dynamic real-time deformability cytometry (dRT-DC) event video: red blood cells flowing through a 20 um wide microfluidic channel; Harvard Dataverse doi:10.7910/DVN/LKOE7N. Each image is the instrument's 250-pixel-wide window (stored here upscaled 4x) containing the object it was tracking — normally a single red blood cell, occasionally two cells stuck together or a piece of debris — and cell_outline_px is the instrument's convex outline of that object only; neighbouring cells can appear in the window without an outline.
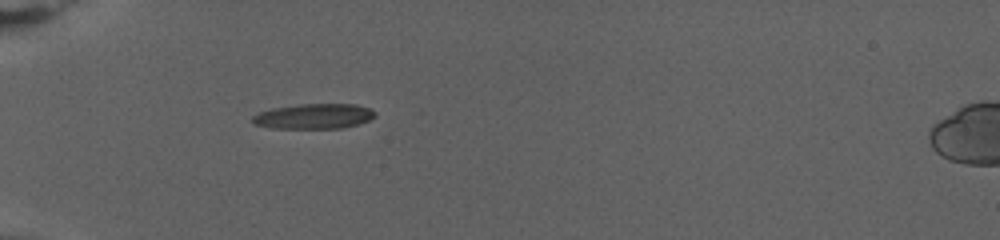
{"species": "human", "species_latin": "Homo sapiens", "temperature_condition": "warm", "stored_images_in_passage": 45, "camera_frame_rate_fps": 3000, "um_per_image_px": 0.085, "donor": {"sex": "female"}, "frame": {"image": 1, "passage_image": 14, "time_ms": 4.333, "image_size_px": [1000, 240], "cell_outline_px": [[376, 116], [368, 120], [356, 124], [340, 128], [272, 128], [256, 124], [252, 120], [252, 116], [260, 112], [272, 108], [296, 104], [356, 104], [372, 108], [376, 112]], "centroid_in_image_um": [26.71, 9.87], "position_along_channel_um": 58.3, "area_um2": 17.92}}
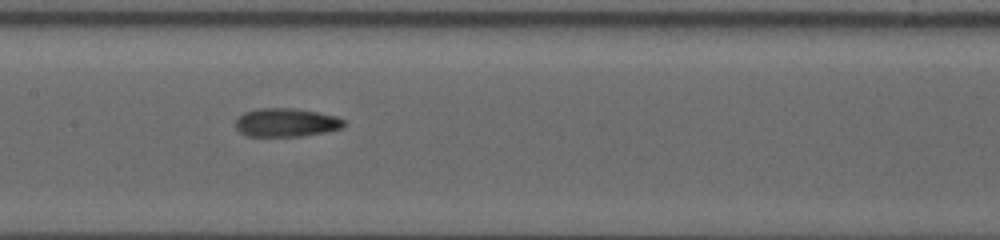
{"frame": {"image": 2, "passage_image": 26, "time_ms": 8.333, "image_size_px": [1000, 240], "cell_outline_px": [[348, 124], [340, 128], [324, 132], [304, 136], [248, 136], [240, 132], [236, 128], [236, 120], [244, 112], [260, 108], [296, 108], [336, 116], [344, 120]], "centroid_in_image_um": [24.34, 10.41], "position_along_channel_um": 183.1, "area_um2": 17.98}}
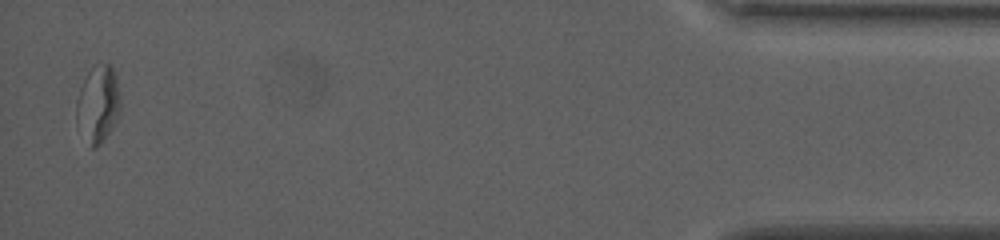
{"frame": {"image": 3, "passage_image": 45, "time_ms": 14.667, "image_size_px": [1000, 240], "cell_outline_px": [[120, 112], [112, 128], [100, 144], [96, 148], [92, 148], [76, 120], [76, 100], [80, 88], [88, 72], [96, 64], [108, 64], [112, 68], [116, 76], [120, 96]], "centroid_in_image_um": [8.34, 8.82], "position_along_channel_um": 426.9, "area_um2": 19.42}}